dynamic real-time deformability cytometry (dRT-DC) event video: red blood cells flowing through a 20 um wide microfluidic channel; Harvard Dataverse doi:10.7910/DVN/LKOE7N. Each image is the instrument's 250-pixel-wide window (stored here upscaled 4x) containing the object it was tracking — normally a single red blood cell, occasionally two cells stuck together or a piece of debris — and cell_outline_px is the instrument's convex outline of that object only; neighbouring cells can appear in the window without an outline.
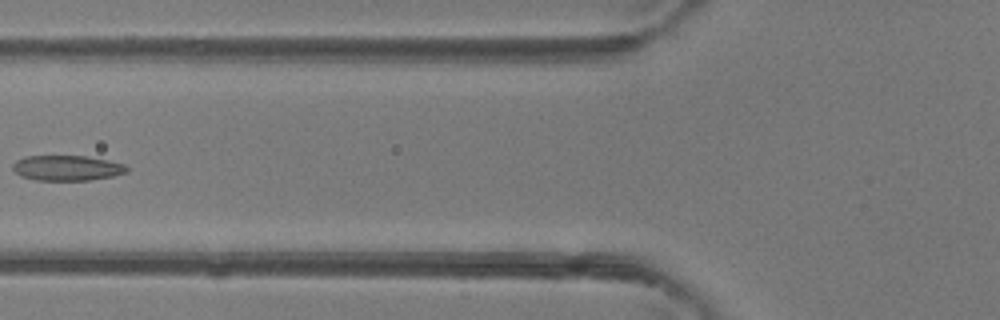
{"species": "common noctule bat (a hibernating species)", "species_latin": "Nyctalus noctula", "temperature_condition": "room temperature", "stored_images_in_passage": 5, "camera_frame_rate_fps": 3000, "um_per_image_px": 0.085, "animal": {"sex": "female"}, "frame": {"image": 1, "passage_image": 5, "time_ms": 1.333, "image_size_px": [1000, 320], "cell_outline_px": [[128, 172], [112, 176], [88, 180], [36, 180], [20, 176], [12, 168], [12, 164], [16, 160], [24, 156], [88, 156], [108, 160], [124, 164], [128, 168]], "centroid_in_image_um": [5.68, 14.27], "position_along_channel_um": 120.1, "area_um2": 16.82}}